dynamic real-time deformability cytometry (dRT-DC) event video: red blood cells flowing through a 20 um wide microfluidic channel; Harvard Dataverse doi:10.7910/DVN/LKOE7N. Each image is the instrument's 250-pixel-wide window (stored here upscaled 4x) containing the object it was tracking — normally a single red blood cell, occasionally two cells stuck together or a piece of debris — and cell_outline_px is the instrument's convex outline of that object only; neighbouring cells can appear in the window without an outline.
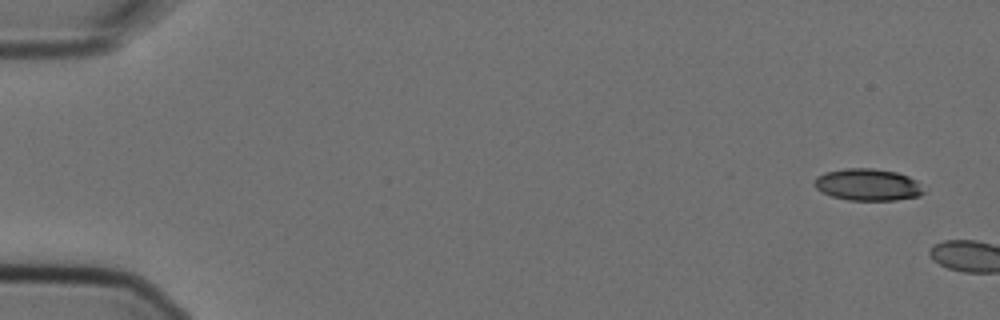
{"species": "Egyptian fruit bat (a non-hibernating species)", "species_latin": "Rousettus aegyptiacus", "temperature_condition": "cold", "stored_images_in_passage": 2, "camera_frame_rate_fps": 3000, "um_per_image_px": 0.085, "animal": {"sex": "female"}, "frame": {"image": 1, "passage_image": 1, "time_ms": 0.0, "image_size_px": [1000, 320], "cell_outline_px": [[924, 192], [920, 196], [896, 200], [848, 200], [832, 196], [816, 188], [812, 184], [816, 176], [824, 172], [844, 168], [872, 168], [896, 172], [908, 176], [916, 180]], "centroid_in_image_um": [73.73, 15.69], "position_along_channel_um": 11.3, "area_um2": 20.35}}